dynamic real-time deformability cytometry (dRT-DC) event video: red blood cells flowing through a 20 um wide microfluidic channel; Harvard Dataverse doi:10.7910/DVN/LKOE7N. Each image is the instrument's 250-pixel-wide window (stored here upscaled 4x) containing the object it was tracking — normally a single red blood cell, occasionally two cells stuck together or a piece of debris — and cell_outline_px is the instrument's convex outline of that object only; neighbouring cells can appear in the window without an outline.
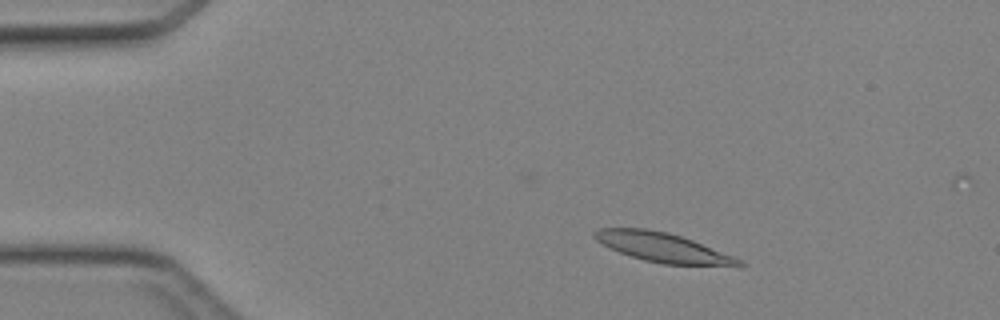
{"species": "Egyptian fruit bat (a non-hibernating species)", "species_latin": "Rousettus aegyptiacus", "temperature_condition": "cold", "stored_images_in_passage": 13, "camera_frame_rate_fps": 3000, "um_per_image_px": 0.085, "animal": {"sex": "female"}, "frame": {"image": 1, "passage_image": 6, "time_ms": 1.667, "image_size_px": [1000, 320], "cell_outline_px": [[744, 264], [740, 268], [664, 264], [644, 260], [620, 252], [596, 240], [592, 236], [592, 232], [600, 228], [644, 228], [668, 232], [692, 240], [744, 260]], "centroid_in_image_um": [56.46, 21.07], "position_along_channel_um": 28.5, "area_um2": 25.03}}